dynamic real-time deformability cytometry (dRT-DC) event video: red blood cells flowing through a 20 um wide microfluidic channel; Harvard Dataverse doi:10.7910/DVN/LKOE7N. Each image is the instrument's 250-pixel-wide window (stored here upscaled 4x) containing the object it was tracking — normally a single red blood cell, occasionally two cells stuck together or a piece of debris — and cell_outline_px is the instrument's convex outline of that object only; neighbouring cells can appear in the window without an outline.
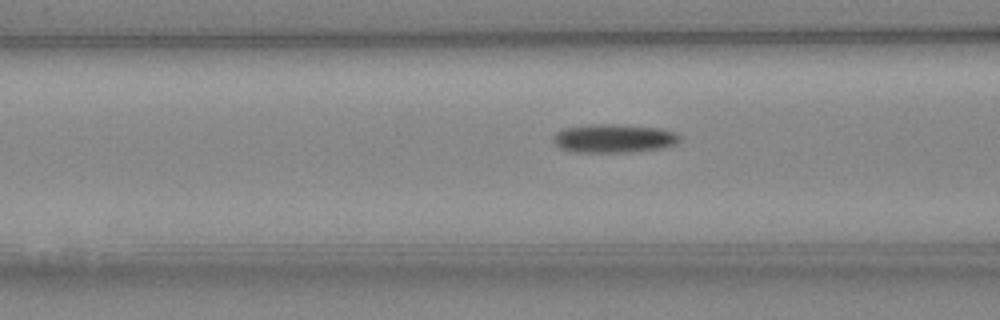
{"species": "Egyptian fruit bat (a non-hibernating species)", "species_latin": "Rousettus aegyptiacus", "temperature_condition": "cold", "stored_images_in_passage": 22, "camera_frame_rate_fps": 3000, "um_per_image_px": 0.085, "animal": {"sex": "female"}, "frame": {"image": 1, "passage_image": 7, "time_ms": 2.0, "image_size_px": [1000, 320], "cell_outline_px": [[680, 140], [676, 144], [660, 148], [632, 152], [572, 152], [560, 148], [552, 140], [552, 136], [556, 132], [564, 128], [588, 124], [616, 124], [660, 128], [676, 132], [680, 136]], "centroid_in_image_um": [52.15, 11.76], "position_along_channel_um": 114.4, "area_um2": 21.27}}
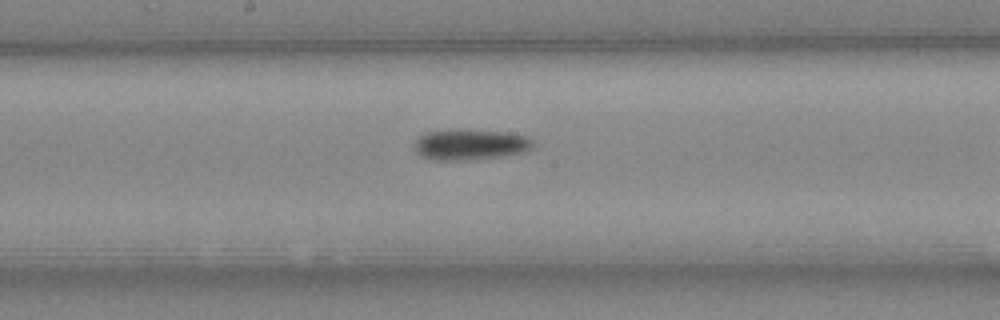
{"frame": {"image": 2, "passage_image": 14, "time_ms": 4.333, "image_size_px": [1000, 320], "cell_outline_px": [[532, 148], [520, 152], [500, 156], [460, 160], [436, 160], [424, 156], [416, 152], [412, 148], [412, 144], [420, 136], [428, 132], [448, 128], [504, 132], [528, 136], [532, 140]], "centroid_in_image_um": [39.9, 12.26], "position_along_channel_um": 208.3, "area_um2": 21.15}}
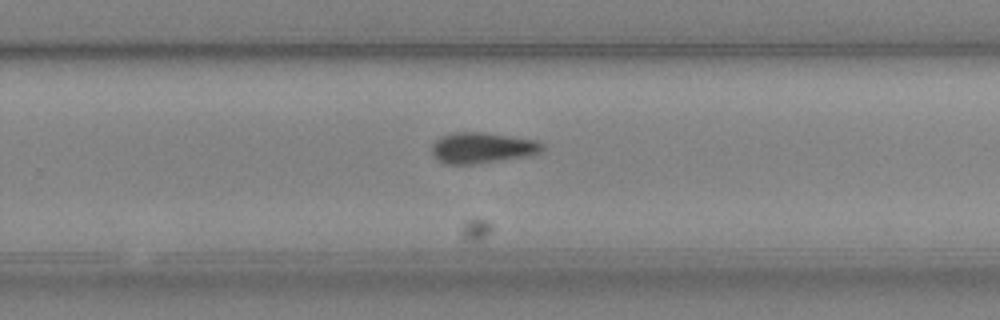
{"frame": {"image": 3, "passage_image": 20, "time_ms": 6.333, "image_size_px": [1000, 320], "cell_outline_px": [[544, 148], [540, 152], [528, 156], [472, 164], [448, 164], [440, 160], [432, 152], [432, 144], [440, 136], [456, 132], [484, 132], [536, 140], [544, 144]], "centroid_in_image_um": [41.01, 12.55], "position_along_channel_um": 288.8, "area_um2": 19.65}}